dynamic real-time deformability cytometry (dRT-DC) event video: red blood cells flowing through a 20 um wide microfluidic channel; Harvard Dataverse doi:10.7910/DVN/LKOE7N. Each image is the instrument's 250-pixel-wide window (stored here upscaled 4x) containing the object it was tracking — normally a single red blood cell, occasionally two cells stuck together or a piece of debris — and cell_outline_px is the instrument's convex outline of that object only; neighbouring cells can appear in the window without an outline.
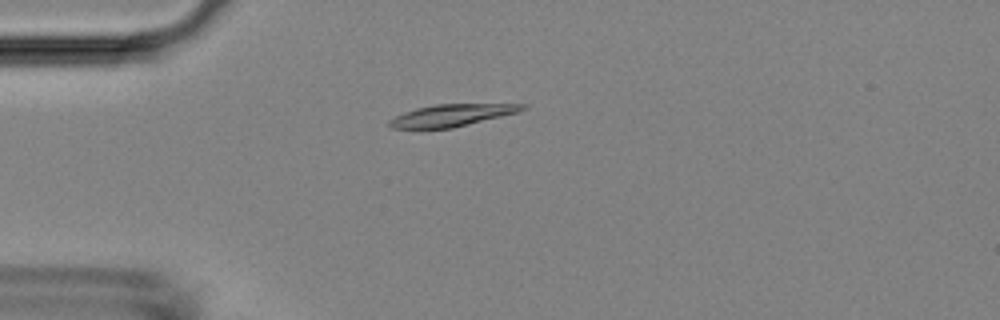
{"species": "Egyptian fruit bat (a non-hibernating species)", "species_latin": "Rousettus aegyptiacus", "temperature_condition": "room temperature", "stored_images_in_passage": 4, "camera_frame_rate_fps": 3000, "um_per_image_px": 0.085, "animal": {"sex": "female"}, "frame": {"image": 1, "passage_image": 4, "time_ms": 3.333, "image_size_px": [1000, 320], "cell_outline_px": [[528, 108], [520, 112], [452, 128], [392, 128], [388, 124], [388, 120], [404, 112], [416, 108], [436, 104], [528, 104]], "centroid_in_image_um": [38.45, 9.79], "position_along_channel_um": 46.6, "area_um2": 17.05}}